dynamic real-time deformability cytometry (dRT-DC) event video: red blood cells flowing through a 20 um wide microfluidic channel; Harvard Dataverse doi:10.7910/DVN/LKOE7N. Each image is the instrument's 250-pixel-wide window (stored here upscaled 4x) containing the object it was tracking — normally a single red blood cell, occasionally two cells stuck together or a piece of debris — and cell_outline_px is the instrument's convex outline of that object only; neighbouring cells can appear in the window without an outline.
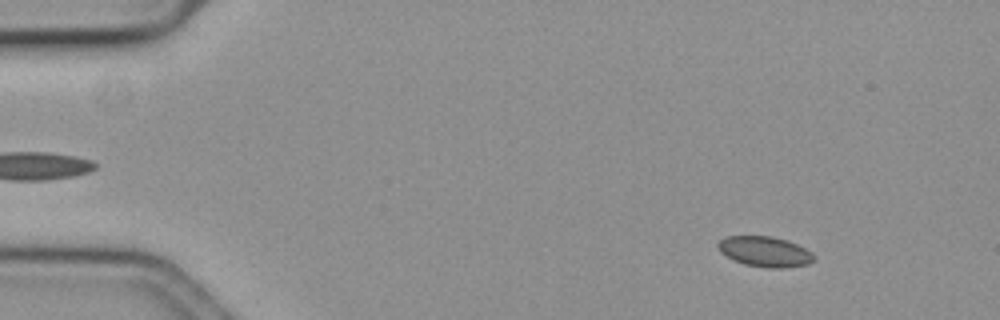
{"species": "common noctule bat (a hibernating species)", "species_latin": "Nyctalus noctula", "temperature_condition": "cold", "stored_images_in_passage": 18, "camera_frame_rate_fps": 3000, "um_per_image_px": 0.085, "animal": {"sex": "female", "body_mass_g": 19.3, "forearm_length_mm": 54.1}, "frame": {"image": 1, "passage_image": 7, "time_ms": 2.0, "image_size_px": [1000, 320], "cell_outline_px": [[816, 260], [808, 264], [784, 268], [768, 268], [744, 264], [732, 260], [720, 252], [716, 244], [724, 236], [772, 236], [788, 240], [812, 252], [816, 256]], "centroid_in_image_um": [65.02, 21.39], "position_along_channel_um": 20.0, "area_um2": 17.22}}